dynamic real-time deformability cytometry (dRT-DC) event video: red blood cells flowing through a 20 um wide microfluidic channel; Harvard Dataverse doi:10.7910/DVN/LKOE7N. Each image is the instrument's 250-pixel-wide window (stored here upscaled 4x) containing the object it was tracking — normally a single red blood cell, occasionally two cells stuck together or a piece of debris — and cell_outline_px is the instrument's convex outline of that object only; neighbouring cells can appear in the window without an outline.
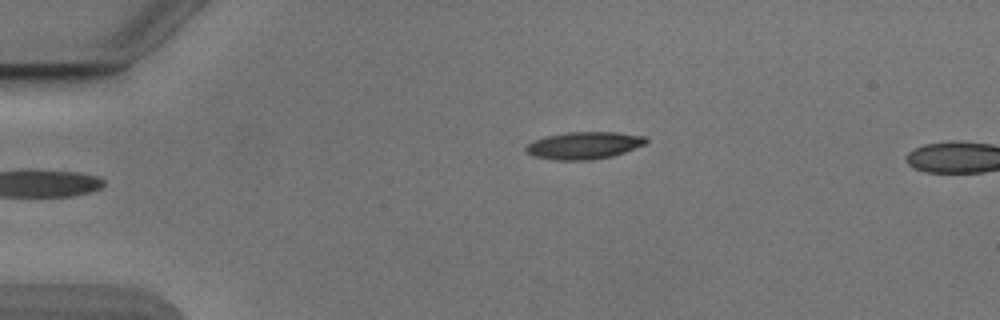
{"species": "Egyptian fruit bat (a non-hibernating species)", "species_latin": "Rousettus aegyptiacus", "temperature_condition": "cold", "stored_images_in_passage": 36, "camera_frame_rate_fps": 3000, "um_per_image_px": 0.085, "animal": {"sex": "male"}, "frame": {"image": 1, "passage_image": 1, "time_ms": 0.0, "image_size_px": [1000, 320], "cell_outline_px": [[648, 140], [644, 144], [624, 152], [612, 156], [592, 160], [552, 160], [532, 156], [524, 148], [532, 140], [544, 136], [568, 132], [616, 132], [644, 136]], "centroid_in_image_um": [49.58, 12.36], "position_along_channel_um": 35.4, "area_um2": 19.13}}
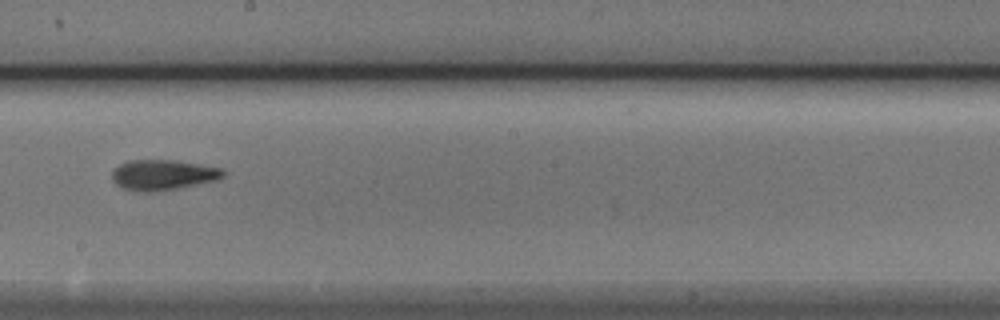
{"frame": {"image": 2, "passage_image": 20, "time_ms": 6.333, "image_size_px": [1000, 320], "cell_outline_px": [[224, 176], [216, 180], [176, 188], [148, 192], [136, 192], [124, 188], [116, 184], [112, 180], [112, 172], [120, 164], [128, 160], [176, 160], [224, 168]], "centroid_in_image_um": [13.84, 14.85], "position_along_channel_um": 234.4, "area_um2": 19.59}}
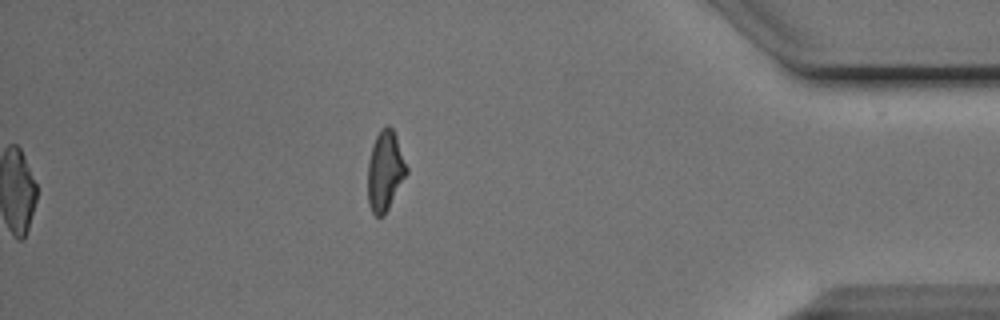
{"frame": {"image": 3, "passage_image": 36, "time_ms": 11.667, "image_size_px": [1000, 320], "cell_outline_px": [[408, 172], [384, 216], [376, 216], [372, 212], [368, 204], [368, 160], [372, 144], [380, 128], [388, 124], [392, 128], [396, 136], [408, 168]], "centroid_in_image_um": [32.72, 14.51], "position_along_channel_um": 402.5, "area_um2": 18.15}, "authors_computed_cell_mechanics": {"area_um2": 19.074, "velocity_mm_per_s": 3.8747, "shape_relaxation_time_tau1_ms": 4.4965, "shape_relaxation_time_tau2_ms": 3.9832, "deformation_change_tau1": 0.1677, "deformation_change_tau2": 0.1364}}